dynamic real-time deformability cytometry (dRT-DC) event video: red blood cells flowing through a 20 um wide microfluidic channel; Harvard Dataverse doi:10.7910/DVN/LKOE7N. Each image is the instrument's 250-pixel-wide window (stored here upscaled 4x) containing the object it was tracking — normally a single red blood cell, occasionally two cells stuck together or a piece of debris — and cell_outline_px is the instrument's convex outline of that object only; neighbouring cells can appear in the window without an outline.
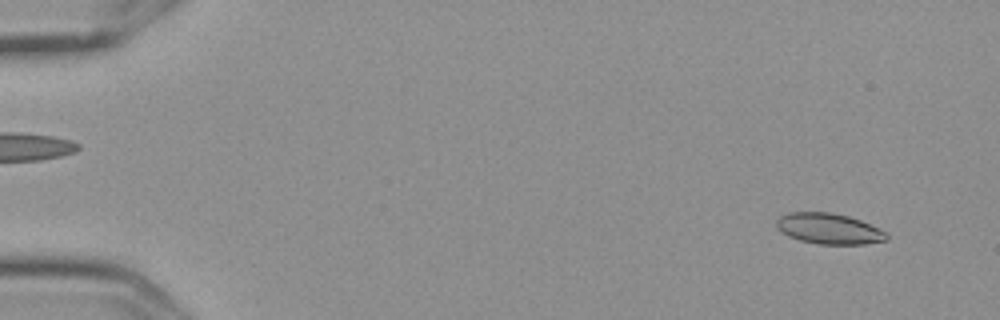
{"species": "Egyptian fruit bat (a non-hibernating species)", "species_latin": "Rousettus aegyptiacus", "temperature_condition": "cold", "stored_images_in_passage": 6, "camera_frame_rate_fps": 3000, "um_per_image_px": 0.085, "frame": {"image": 1, "passage_image": 1, "time_ms": 0.0, "image_size_px": [1000, 320], "cell_outline_px": [[888, 240], [864, 244], [820, 244], [800, 240], [788, 236], [780, 232], [776, 228], [776, 220], [780, 216], [788, 212], [832, 212], [848, 216], [860, 220], [884, 232], [888, 236]], "centroid_in_image_um": [70.4, 19.43], "position_along_channel_um": 14.6, "area_um2": 19.65}}
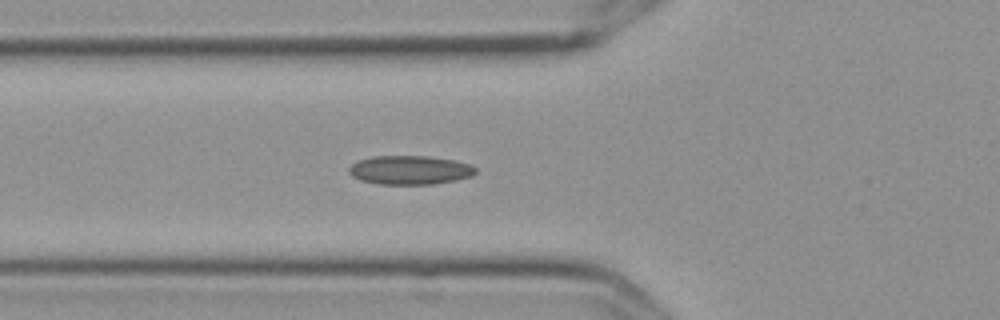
{"frame": {"image": 2, "passage_image": 6, "time_ms": 1.667, "image_size_px": [1000, 320], "cell_outline_px": [[476, 172], [472, 176], [456, 180], [432, 184], [376, 184], [360, 180], [352, 176], [348, 172], [348, 168], [352, 164], [360, 160], [372, 156], [428, 156], [456, 160], [472, 164], [476, 168]], "centroid_in_image_um": [34.86, 14.45], "position_along_channel_um": 90.9, "area_um2": 21.5}}